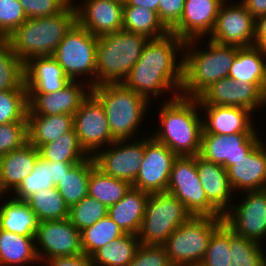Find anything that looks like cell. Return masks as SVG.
I'll return each instance as SVG.
<instances>
[{
    "instance_id": "obj_25",
    "label": "cell",
    "mask_w": 266,
    "mask_h": 266,
    "mask_svg": "<svg viewBox=\"0 0 266 266\" xmlns=\"http://www.w3.org/2000/svg\"><path fill=\"white\" fill-rule=\"evenodd\" d=\"M71 80L52 56L33 57L25 63V85L28 93H53Z\"/></svg>"
},
{
    "instance_id": "obj_9",
    "label": "cell",
    "mask_w": 266,
    "mask_h": 266,
    "mask_svg": "<svg viewBox=\"0 0 266 266\" xmlns=\"http://www.w3.org/2000/svg\"><path fill=\"white\" fill-rule=\"evenodd\" d=\"M192 215L174 195L150 194L137 234L142 245H164L169 235Z\"/></svg>"
},
{
    "instance_id": "obj_56",
    "label": "cell",
    "mask_w": 266,
    "mask_h": 266,
    "mask_svg": "<svg viewBox=\"0 0 266 266\" xmlns=\"http://www.w3.org/2000/svg\"><path fill=\"white\" fill-rule=\"evenodd\" d=\"M4 40V38L0 35V41Z\"/></svg>"
},
{
    "instance_id": "obj_38",
    "label": "cell",
    "mask_w": 266,
    "mask_h": 266,
    "mask_svg": "<svg viewBox=\"0 0 266 266\" xmlns=\"http://www.w3.org/2000/svg\"><path fill=\"white\" fill-rule=\"evenodd\" d=\"M4 90H27L25 64L5 39L0 41V91Z\"/></svg>"
},
{
    "instance_id": "obj_13",
    "label": "cell",
    "mask_w": 266,
    "mask_h": 266,
    "mask_svg": "<svg viewBox=\"0 0 266 266\" xmlns=\"http://www.w3.org/2000/svg\"><path fill=\"white\" fill-rule=\"evenodd\" d=\"M73 124L79 144L88 156L116 141L102 104L91 93L73 115Z\"/></svg>"
},
{
    "instance_id": "obj_52",
    "label": "cell",
    "mask_w": 266,
    "mask_h": 266,
    "mask_svg": "<svg viewBox=\"0 0 266 266\" xmlns=\"http://www.w3.org/2000/svg\"><path fill=\"white\" fill-rule=\"evenodd\" d=\"M247 11L256 19L266 14V0H240Z\"/></svg>"
},
{
    "instance_id": "obj_42",
    "label": "cell",
    "mask_w": 266,
    "mask_h": 266,
    "mask_svg": "<svg viewBox=\"0 0 266 266\" xmlns=\"http://www.w3.org/2000/svg\"><path fill=\"white\" fill-rule=\"evenodd\" d=\"M27 90L0 91V124L27 122Z\"/></svg>"
},
{
    "instance_id": "obj_49",
    "label": "cell",
    "mask_w": 266,
    "mask_h": 266,
    "mask_svg": "<svg viewBox=\"0 0 266 266\" xmlns=\"http://www.w3.org/2000/svg\"><path fill=\"white\" fill-rule=\"evenodd\" d=\"M186 0H160L158 5V17L164 26L170 31L182 17Z\"/></svg>"
},
{
    "instance_id": "obj_10",
    "label": "cell",
    "mask_w": 266,
    "mask_h": 266,
    "mask_svg": "<svg viewBox=\"0 0 266 266\" xmlns=\"http://www.w3.org/2000/svg\"><path fill=\"white\" fill-rule=\"evenodd\" d=\"M167 193L177 197L192 216L223 217L207 200L196 169V156H178L172 165Z\"/></svg>"
},
{
    "instance_id": "obj_55",
    "label": "cell",
    "mask_w": 266,
    "mask_h": 266,
    "mask_svg": "<svg viewBox=\"0 0 266 266\" xmlns=\"http://www.w3.org/2000/svg\"><path fill=\"white\" fill-rule=\"evenodd\" d=\"M257 47L261 50V53L266 58V38Z\"/></svg>"
},
{
    "instance_id": "obj_30",
    "label": "cell",
    "mask_w": 266,
    "mask_h": 266,
    "mask_svg": "<svg viewBox=\"0 0 266 266\" xmlns=\"http://www.w3.org/2000/svg\"><path fill=\"white\" fill-rule=\"evenodd\" d=\"M74 128L73 115H27L28 143L38 148Z\"/></svg>"
},
{
    "instance_id": "obj_33",
    "label": "cell",
    "mask_w": 266,
    "mask_h": 266,
    "mask_svg": "<svg viewBox=\"0 0 266 266\" xmlns=\"http://www.w3.org/2000/svg\"><path fill=\"white\" fill-rule=\"evenodd\" d=\"M139 245L137 235L125 233L97 249L90 257L94 266H128Z\"/></svg>"
},
{
    "instance_id": "obj_22",
    "label": "cell",
    "mask_w": 266,
    "mask_h": 266,
    "mask_svg": "<svg viewBox=\"0 0 266 266\" xmlns=\"http://www.w3.org/2000/svg\"><path fill=\"white\" fill-rule=\"evenodd\" d=\"M223 1L186 0L182 17L170 32L184 41L208 38L214 28Z\"/></svg>"
},
{
    "instance_id": "obj_15",
    "label": "cell",
    "mask_w": 266,
    "mask_h": 266,
    "mask_svg": "<svg viewBox=\"0 0 266 266\" xmlns=\"http://www.w3.org/2000/svg\"><path fill=\"white\" fill-rule=\"evenodd\" d=\"M35 250L41 263L55 257L83 254L81 233L69 218L40 221L35 235Z\"/></svg>"
},
{
    "instance_id": "obj_23",
    "label": "cell",
    "mask_w": 266,
    "mask_h": 266,
    "mask_svg": "<svg viewBox=\"0 0 266 266\" xmlns=\"http://www.w3.org/2000/svg\"><path fill=\"white\" fill-rule=\"evenodd\" d=\"M200 110L205 114L202 115V134L230 135L232 133H254L258 130L252 120L254 113L245 108L200 105Z\"/></svg>"
},
{
    "instance_id": "obj_37",
    "label": "cell",
    "mask_w": 266,
    "mask_h": 266,
    "mask_svg": "<svg viewBox=\"0 0 266 266\" xmlns=\"http://www.w3.org/2000/svg\"><path fill=\"white\" fill-rule=\"evenodd\" d=\"M26 202L38 221L62 220L69 217V207L56 187L42 190L30 196Z\"/></svg>"
},
{
    "instance_id": "obj_46",
    "label": "cell",
    "mask_w": 266,
    "mask_h": 266,
    "mask_svg": "<svg viewBox=\"0 0 266 266\" xmlns=\"http://www.w3.org/2000/svg\"><path fill=\"white\" fill-rule=\"evenodd\" d=\"M27 19L19 0H0V35L4 39Z\"/></svg>"
},
{
    "instance_id": "obj_5",
    "label": "cell",
    "mask_w": 266,
    "mask_h": 266,
    "mask_svg": "<svg viewBox=\"0 0 266 266\" xmlns=\"http://www.w3.org/2000/svg\"><path fill=\"white\" fill-rule=\"evenodd\" d=\"M91 94L102 104L116 140L139 138L138 135L142 133L139 126L144 122L151 104L145 97L121 83L93 86Z\"/></svg>"
},
{
    "instance_id": "obj_19",
    "label": "cell",
    "mask_w": 266,
    "mask_h": 266,
    "mask_svg": "<svg viewBox=\"0 0 266 266\" xmlns=\"http://www.w3.org/2000/svg\"><path fill=\"white\" fill-rule=\"evenodd\" d=\"M258 132L259 130L254 133H232L230 135L202 134L199 156L227 169L263 139Z\"/></svg>"
},
{
    "instance_id": "obj_47",
    "label": "cell",
    "mask_w": 266,
    "mask_h": 266,
    "mask_svg": "<svg viewBox=\"0 0 266 266\" xmlns=\"http://www.w3.org/2000/svg\"><path fill=\"white\" fill-rule=\"evenodd\" d=\"M73 0H19L28 19L49 17L63 12Z\"/></svg>"
},
{
    "instance_id": "obj_26",
    "label": "cell",
    "mask_w": 266,
    "mask_h": 266,
    "mask_svg": "<svg viewBox=\"0 0 266 266\" xmlns=\"http://www.w3.org/2000/svg\"><path fill=\"white\" fill-rule=\"evenodd\" d=\"M39 151L26 143L23 147L0 157V193L10 195L34 170Z\"/></svg>"
},
{
    "instance_id": "obj_35",
    "label": "cell",
    "mask_w": 266,
    "mask_h": 266,
    "mask_svg": "<svg viewBox=\"0 0 266 266\" xmlns=\"http://www.w3.org/2000/svg\"><path fill=\"white\" fill-rule=\"evenodd\" d=\"M131 187L130 182L104 174L96 165L91 169L88 195L107 208L118 203Z\"/></svg>"
},
{
    "instance_id": "obj_3",
    "label": "cell",
    "mask_w": 266,
    "mask_h": 266,
    "mask_svg": "<svg viewBox=\"0 0 266 266\" xmlns=\"http://www.w3.org/2000/svg\"><path fill=\"white\" fill-rule=\"evenodd\" d=\"M201 40L203 41L202 38L188 40L184 44L180 95L186 98H197L212 83L228 77L237 55V46L221 45L208 39L205 44L207 48L203 49L199 45Z\"/></svg>"
},
{
    "instance_id": "obj_2",
    "label": "cell",
    "mask_w": 266,
    "mask_h": 266,
    "mask_svg": "<svg viewBox=\"0 0 266 266\" xmlns=\"http://www.w3.org/2000/svg\"><path fill=\"white\" fill-rule=\"evenodd\" d=\"M159 107V128L151 133L177 156L199 155L203 132L202 112L197 98L177 96L162 99ZM201 113V114H200Z\"/></svg>"
},
{
    "instance_id": "obj_31",
    "label": "cell",
    "mask_w": 266,
    "mask_h": 266,
    "mask_svg": "<svg viewBox=\"0 0 266 266\" xmlns=\"http://www.w3.org/2000/svg\"><path fill=\"white\" fill-rule=\"evenodd\" d=\"M35 263L39 264L35 236H22L0 229V266H32Z\"/></svg>"
},
{
    "instance_id": "obj_20",
    "label": "cell",
    "mask_w": 266,
    "mask_h": 266,
    "mask_svg": "<svg viewBox=\"0 0 266 266\" xmlns=\"http://www.w3.org/2000/svg\"><path fill=\"white\" fill-rule=\"evenodd\" d=\"M90 93L91 87L81 80L70 81L62 90L53 93H28L27 115H74Z\"/></svg>"
},
{
    "instance_id": "obj_14",
    "label": "cell",
    "mask_w": 266,
    "mask_h": 266,
    "mask_svg": "<svg viewBox=\"0 0 266 266\" xmlns=\"http://www.w3.org/2000/svg\"><path fill=\"white\" fill-rule=\"evenodd\" d=\"M229 1V2H228ZM221 45L251 47L255 45V18L244 4L224 0L221 4L214 28L208 36Z\"/></svg>"
},
{
    "instance_id": "obj_12",
    "label": "cell",
    "mask_w": 266,
    "mask_h": 266,
    "mask_svg": "<svg viewBox=\"0 0 266 266\" xmlns=\"http://www.w3.org/2000/svg\"><path fill=\"white\" fill-rule=\"evenodd\" d=\"M144 152L145 132L139 138L114 141L99 150L93 159L96 167L104 174L132 184L139 173Z\"/></svg>"
},
{
    "instance_id": "obj_24",
    "label": "cell",
    "mask_w": 266,
    "mask_h": 266,
    "mask_svg": "<svg viewBox=\"0 0 266 266\" xmlns=\"http://www.w3.org/2000/svg\"><path fill=\"white\" fill-rule=\"evenodd\" d=\"M196 169L207 200L223 215L233 204L232 197H238L229 183L227 170L199 155H196Z\"/></svg>"
},
{
    "instance_id": "obj_43",
    "label": "cell",
    "mask_w": 266,
    "mask_h": 266,
    "mask_svg": "<svg viewBox=\"0 0 266 266\" xmlns=\"http://www.w3.org/2000/svg\"><path fill=\"white\" fill-rule=\"evenodd\" d=\"M108 214V208L87 195L69 208V220L81 232Z\"/></svg>"
},
{
    "instance_id": "obj_28",
    "label": "cell",
    "mask_w": 266,
    "mask_h": 266,
    "mask_svg": "<svg viewBox=\"0 0 266 266\" xmlns=\"http://www.w3.org/2000/svg\"><path fill=\"white\" fill-rule=\"evenodd\" d=\"M5 198L6 200H4ZM38 223L36 214L30 209L26 201L16 200L10 195L0 197L1 230L22 236H35Z\"/></svg>"
},
{
    "instance_id": "obj_48",
    "label": "cell",
    "mask_w": 266,
    "mask_h": 266,
    "mask_svg": "<svg viewBox=\"0 0 266 266\" xmlns=\"http://www.w3.org/2000/svg\"><path fill=\"white\" fill-rule=\"evenodd\" d=\"M128 266H172L164 245L140 244Z\"/></svg>"
},
{
    "instance_id": "obj_50",
    "label": "cell",
    "mask_w": 266,
    "mask_h": 266,
    "mask_svg": "<svg viewBox=\"0 0 266 266\" xmlns=\"http://www.w3.org/2000/svg\"><path fill=\"white\" fill-rule=\"evenodd\" d=\"M45 264V265H44ZM42 266H94L91 257L80 254L75 256L55 257L46 260Z\"/></svg>"
},
{
    "instance_id": "obj_54",
    "label": "cell",
    "mask_w": 266,
    "mask_h": 266,
    "mask_svg": "<svg viewBox=\"0 0 266 266\" xmlns=\"http://www.w3.org/2000/svg\"><path fill=\"white\" fill-rule=\"evenodd\" d=\"M128 5L138 6L153 10L158 13L160 0H124Z\"/></svg>"
},
{
    "instance_id": "obj_6",
    "label": "cell",
    "mask_w": 266,
    "mask_h": 266,
    "mask_svg": "<svg viewBox=\"0 0 266 266\" xmlns=\"http://www.w3.org/2000/svg\"><path fill=\"white\" fill-rule=\"evenodd\" d=\"M149 38L122 29L98 38L96 85L122 83L137 63Z\"/></svg>"
},
{
    "instance_id": "obj_16",
    "label": "cell",
    "mask_w": 266,
    "mask_h": 266,
    "mask_svg": "<svg viewBox=\"0 0 266 266\" xmlns=\"http://www.w3.org/2000/svg\"><path fill=\"white\" fill-rule=\"evenodd\" d=\"M178 156L165 144L145 135V152L132 187L148 194L167 191L171 168Z\"/></svg>"
},
{
    "instance_id": "obj_8",
    "label": "cell",
    "mask_w": 266,
    "mask_h": 266,
    "mask_svg": "<svg viewBox=\"0 0 266 266\" xmlns=\"http://www.w3.org/2000/svg\"><path fill=\"white\" fill-rule=\"evenodd\" d=\"M97 42L96 36L75 22L64 35L52 57L71 81L81 79L93 87L96 86Z\"/></svg>"
},
{
    "instance_id": "obj_17",
    "label": "cell",
    "mask_w": 266,
    "mask_h": 266,
    "mask_svg": "<svg viewBox=\"0 0 266 266\" xmlns=\"http://www.w3.org/2000/svg\"><path fill=\"white\" fill-rule=\"evenodd\" d=\"M197 99L200 105L240 107L252 113L266 105V94L256 84L229 77L212 83Z\"/></svg>"
},
{
    "instance_id": "obj_29",
    "label": "cell",
    "mask_w": 266,
    "mask_h": 266,
    "mask_svg": "<svg viewBox=\"0 0 266 266\" xmlns=\"http://www.w3.org/2000/svg\"><path fill=\"white\" fill-rule=\"evenodd\" d=\"M229 78L256 84L266 94V58L257 46L237 47Z\"/></svg>"
},
{
    "instance_id": "obj_21",
    "label": "cell",
    "mask_w": 266,
    "mask_h": 266,
    "mask_svg": "<svg viewBox=\"0 0 266 266\" xmlns=\"http://www.w3.org/2000/svg\"><path fill=\"white\" fill-rule=\"evenodd\" d=\"M263 141V142H262ZM260 140L245 156L229 166L227 175L233 192L266 189V141ZM265 145V146H264Z\"/></svg>"
},
{
    "instance_id": "obj_34",
    "label": "cell",
    "mask_w": 266,
    "mask_h": 266,
    "mask_svg": "<svg viewBox=\"0 0 266 266\" xmlns=\"http://www.w3.org/2000/svg\"><path fill=\"white\" fill-rule=\"evenodd\" d=\"M123 29L140 33L149 39H157L167 35L170 31L160 21L157 12L147 8L123 5Z\"/></svg>"
},
{
    "instance_id": "obj_40",
    "label": "cell",
    "mask_w": 266,
    "mask_h": 266,
    "mask_svg": "<svg viewBox=\"0 0 266 266\" xmlns=\"http://www.w3.org/2000/svg\"><path fill=\"white\" fill-rule=\"evenodd\" d=\"M263 245L230 230L229 266H266V246Z\"/></svg>"
},
{
    "instance_id": "obj_45",
    "label": "cell",
    "mask_w": 266,
    "mask_h": 266,
    "mask_svg": "<svg viewBox=\"0 0 266 266\" xmlns=\"http://www.w3.org/2000/svg\"><path fill=\"white\" fill-rule=\"evenodd\" d=\"M28 142L27 122L0 124V157Z\"/></svg>"
},
{
    "instance_id": "obj_4",
    "label": "cell",
    "mask_w": 266,
    "mask_h": 266,
    "mask_svg": "<svg viewBox=\"0 0 266 266\" xmlns=\"http://www.w3.org/2000/svg\"><path fill=\"white\" fill-rule=\"evenodd\" d=\"M75 22L76 10L72 2L59 14L25 20L5 40L25 64L33 57L52 56Z\"/></svg>"
},
{
    "instance_id": "obj_7",
    "label": "cell",
    "mask_w": 266,
    "mask_h": 266,
    "mask_svg": "<svg viewBox=\"0 0 266 266\" xmlns=\"http://www.w3.org/2000/svg\"><path fill=\"white\" fill-rule=\"evenodd\" d=\"M223 217L191 216L178 226L164 244L172 266H199L211 235L223 224Z\"/></svg>"
},
{
    "instance_id": "obj_39",
    "label": "cell",
    "mask_w": 266,
    "mask_h": 266,
    "mask_svg": "<svg viewBox=\"0 0 266 266\" xmlns=\"http://www.w3.org/2000/svg\"><path fill=\"white\" fill-rule=\"evenodd\" d=\"M80 233L83 254L89 257L100 247L125 234L108 215Z\"/></svg>"
},
{
    "instance_id": "obj_32",
    "label": "cell",
    "mask_w": 266,
    "mask_h": 266,
    "mask_svg": "<svg viewBox=\"0 0 266 266\" xmlns=\"http://www.w3.org/2000/svg\"><path fill=\"white\" fill-rule=\"evenodd\" d=\"M95 166L93 156L74 164L55 186L70 208L88 195L91 169Z\"/></svg>"
},
{
    "instance_id": "obj_41",
    "label": "cell",
    "mask_w": 266,
    "mask_h": 266,
    "mask_svg": "<svg viewBox=\"0 0 266 266\" xmlns=\"http://www.w3.org/2000/svg\"><path fill=\"white\" fill-rule=\"evenodd\" d=\"M52 187H55V185L52 180L51 162L39 157L35 162L32 173L23 179L10 196L16 200L26 201L33 194Z\"/></svg>"
},
{
    "instance_id": "obj_36",
    "label": "cell",
    "mask_w": 266,
    "mask_h": 266,
    "mask_svg": "<svg viewBox=\"0 0 266 266\" xmlns=\"http://www.w3.org/2000/svg\"><path fill=\"white\" fill-rule=\"evenodd\" d=\"M39 157L48 162H81L89 156L79 144L74 128L57 140L38 147Z\"/></svg>"
},
{
    "instance_id": "obj_27",
    "label": "cell",
    "mask_w": 266,
    "mask_h": 266,
    "mask_svg": "<svg viewBox=\"0 0 266 266\" xmlns=\"http://www.w3.org/2000/svg\"><path fill=\"white\" fill-rule=\"evenodd\" d=\"M150 194L131 187L116 204L108 207V216L124 231L137 235Z\"/></svg>"
},
{
    "instance_id": "obj_44",
    "label": "cell",
    "mask_w": 266,
    "mask_h": 266,
    "mask_svg": "<svg viewBox=\"0 0 266 266\" xmlns=\"http://www.w3.org/2000/svg\"><path fill=\"white\" fill-rule=\"evenodd\" d=\"M230 229L223 223L212 235L199 266H229Z\"/></svg>"
},
{
    "instance_id": "obj_11",
    "label": "cell",
    "mask_w": 266,
    "mask_h": 266,
    "mask_svg": "<svg viewBox=\"0 0 266 266\" xmlns=\"http://www.w3.org/2000/svg\"><path fill=\"white\" fill-rule=\"evenodd\" d=\"M245 193L241 204H232L223 214V222L236 235L263 244L266 239V189Z\"/></svg>"
},
{
    "instance_id": "obj_1",
    "label": "cell",
    "mask_w": 266,
    "mask_h": 266,
    "mask_svg": "<svg viewBox=\"0 0 266 266\" xmlns=\"http://www.w3.org/2000/svg\"><path fill=\"white\" fill-rule=\"evenodd\" d=\"M184 44V40L171 32L161 38L149 39L137 63L121 84L150 103L153 97L159 98L162 94L164 97V93L171 94H168L169 100L180 96Z\"/></svg>"
},
{
    "instance_id": "obj_51",
    "label": "cell",
    "mask_w": 266,
    "mask_h": 266,
    "mask_svg": "<svg viewBox=\"0 0 266 266\" xmlns=\"http://www.w3.org/2000/svg\"><path fill=\"white\" fill-rule=\"evenodd\" d=\"M79 162H51L52 166V180L56 186L62 177L69 171V169Z\"/></svg>"
},
{
    "instance_id": "obj_53",
    "label": "cell",
    "mask_w": 266,
    "mask_h": 266,
    "mask_svg": "<svg viewBox=\"0 0 266 266\" xmlns=\"http://www.w3.org/2000/svg\"><path fill=\"white\" fill-rule=\"evenodd\" d=\"M266 38V14L255 19V46Z\"/></svg>"
},
{
    "instance_id": "obj_18",
    "label": "cell",
    "mask_w": 266,
    "mask_h": 266,
    "mask_svg": "<svg viewBox=\"0 0 266 266\" xmlns=\"http://www.w3.org/2000/svg\"><path fill=\"white\" fill-rule=\"evenodd\" d=\"M82 2V3H81ZM77 5L76 22L97 38L123 29L124 0H82Z\"/></svg>"
}]
</instances>
